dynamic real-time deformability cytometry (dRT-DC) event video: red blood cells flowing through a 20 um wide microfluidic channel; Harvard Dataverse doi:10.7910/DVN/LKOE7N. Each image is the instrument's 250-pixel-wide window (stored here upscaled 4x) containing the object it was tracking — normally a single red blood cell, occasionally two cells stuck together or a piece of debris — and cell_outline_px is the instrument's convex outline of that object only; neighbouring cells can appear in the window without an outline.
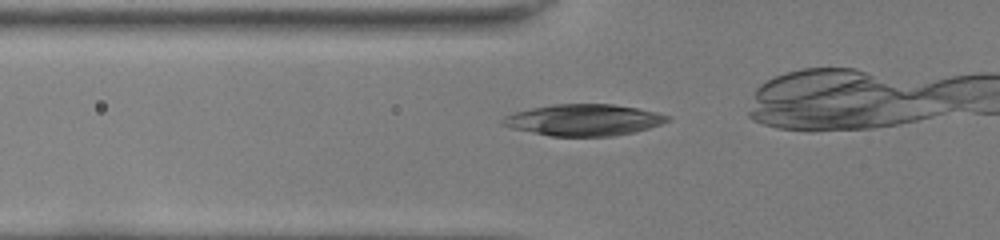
{"species": "common noctule bat (a hibernating species)", "species_latin": "Nyctalus noctula", "temperature_condition": "room temperature", "stored_images_in_passage": 25, "camera_frame_rate_fps": 3000, "um_per_image_px": 0.085, "animal": {"sex": "female", "body_mass_g": 22.0, "forearm_length_mm": 56.7}, "frame": {"image": 1, "passage_image": 2, "time_ms": 0.333, "image_size_px": [1000, 240], "cell_outline_px": [[672, 116], [668, 120], [660, 124], [636, 132], [612, 136], [552, 136], [512, 128], [500, 124], [500, 120], [504, 116], [516, 112], [532, 108], [552, 104], [612, 104], [636, 108], [656, 112]], "centroid_in_image_um": [49.61, 10.19], "position_along_channel_um": 76.2, "area_um2": 30.06}}
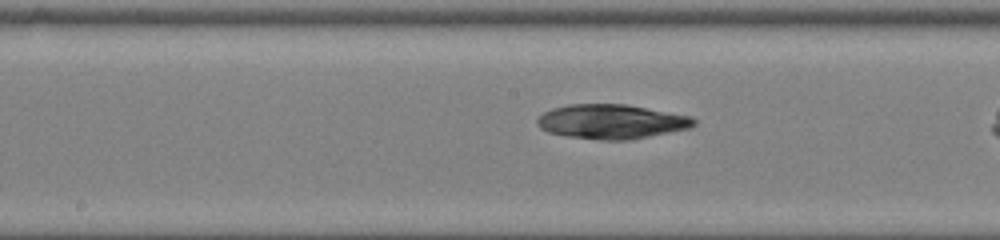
{"frame": {"image": 2, "passage_image": 11, "time_ms": 3.333, "image_size_px": [1000, 240], "cell_outline_px": [[696, 124], [688, 128], [632, 140], [600, 140], [568, 136], [548, 132], [540, 128], [536, 124], [536, 120], [544, 112], [552, 108], [568, 104], [624, 104], [692, 116], [696, 120]], "centroid_in_image_um": [51.96, 10.34], "position_along_channel_um": 196.2, "area_um2": 31.44}}
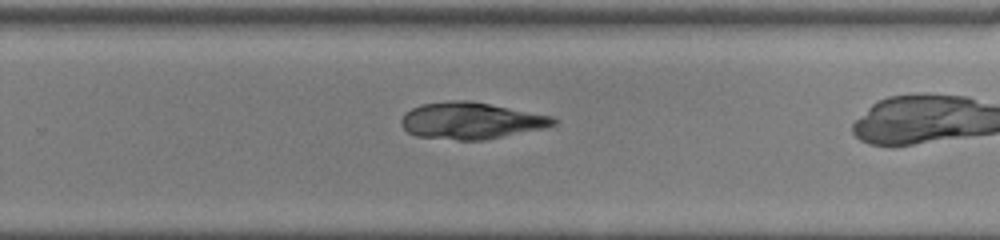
{"frame": {"image": 3, "passage_image": 18, "time_ms": 5.667, "image_size_px": [1000, 240], "cell_outline_px": [[560, 120], [556, 124], [544, 128], [484, 140], [460, 140], [416, 136], [408, 132], [400, 124], [400, 120], [404, 112], [420, 104], [448, 100], [468, 100], [552, 116]], "centroid_in_image_um": [40.01, 10.25], "position_along_channel_um": 289.8, "area_um2": 32.54}}